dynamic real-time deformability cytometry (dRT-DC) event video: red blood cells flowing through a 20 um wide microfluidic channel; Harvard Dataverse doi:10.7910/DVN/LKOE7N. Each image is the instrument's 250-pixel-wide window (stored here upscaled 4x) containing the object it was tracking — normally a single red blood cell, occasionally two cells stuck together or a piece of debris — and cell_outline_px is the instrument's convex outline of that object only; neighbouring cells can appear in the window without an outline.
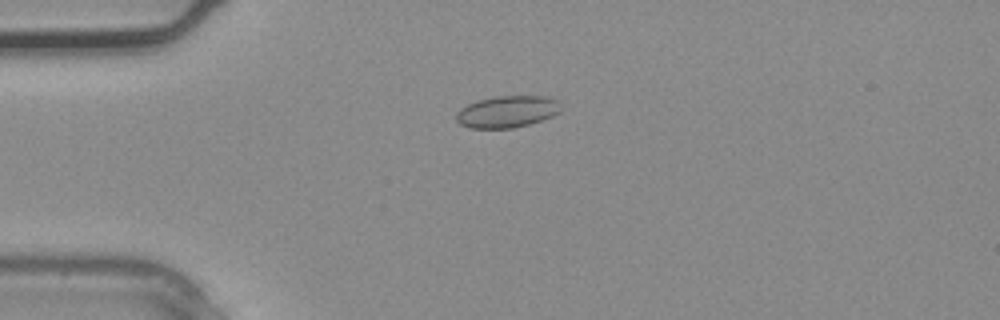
{"species": "common noctule bat (a hibernating species)", "species_latin": "Nyctalus noctula", "temperature_condition": "warm", "stored_images_in_passage": 2, "camera_frame_rate_fps": 3000, "um_per_image_px": 0.085, "animal": {"sex": "male", "body_mass_g": 20.4}, "frame": {"image": 1, "passage_image": 1, "time_ms": 0.0, "image_size_px": [1000, 320], "cell_outline_px": [[560, 112], [544, 120], [512, 128], [468, 128], [460, 124], [456, 120], [456, 112], [460, 108], [468, 104], [480, 100], [496, 96], [544, 96], [560, 100]], "centroid_in_image_um": [43.12, 9.49], "position_along_channel_um": 41.9, "area_um2": 19.48}}
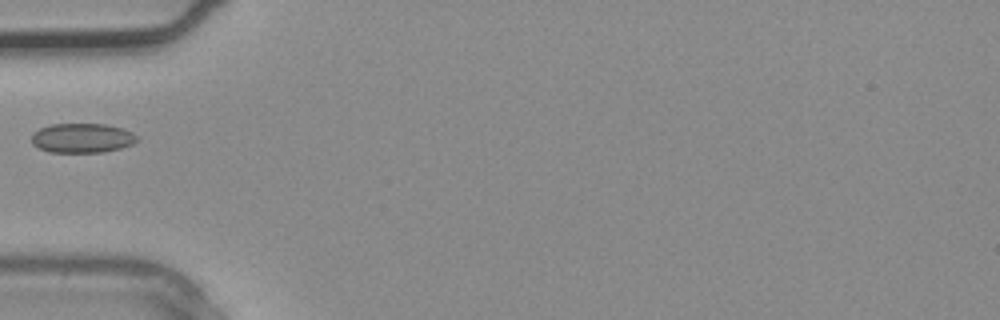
{"frame": {"image": 2, "passage_image": 2, "time_ms": 0.333, "image_size_px": [1000, 320], "cell_outline_px": [[136, 140], [132, 144], [120, 148], [104, 152], [48, 152], [32, 144], [32, 132], [40, 128], [52, 124], [104, 124], [120, 128], [132, 132], [136, 136]], "centroid_in_image_um": [6.94, 11.73], "position_along_channel_um": 78.1, "area_um2": 17.98}}